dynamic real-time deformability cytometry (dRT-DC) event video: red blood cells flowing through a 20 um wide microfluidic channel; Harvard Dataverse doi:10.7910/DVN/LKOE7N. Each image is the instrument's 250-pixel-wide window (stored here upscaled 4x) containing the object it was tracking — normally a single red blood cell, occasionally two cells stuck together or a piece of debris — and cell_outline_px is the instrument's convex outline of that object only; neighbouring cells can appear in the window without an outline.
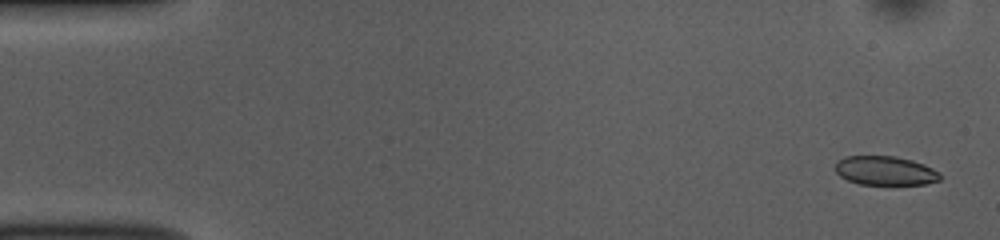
{"species": "common noctule bat (a hibernating species)", "species_latin": "Nyctalus noctula", "temperature_condition": "room temperature", "stored_images_in_passage": 53, "camera_frame_rate_fps": 3000, "um_per_image_px": 0.085, "animal": {"sex": "female", "body_mass_g": 10.0, "forearm_length_mm": 53.1}, "frame": {"image": 1, "passage_image": 2, "time_ms": 0.333, "image_size_px": [1000, 240], "cell_outline_px": [[940, 180], [924, 184], [860, 184], [848, 180], [840, 176], [836, 172], [836, 164], [840, 160], [848, 156], [896, 156], [912, 160], [924, 164], [932, 168], [940, 176]], "centroid_in_image_um": [75.24, 14.5], "position_along_channel_um": 9.8, "area_um2": 17.46}}
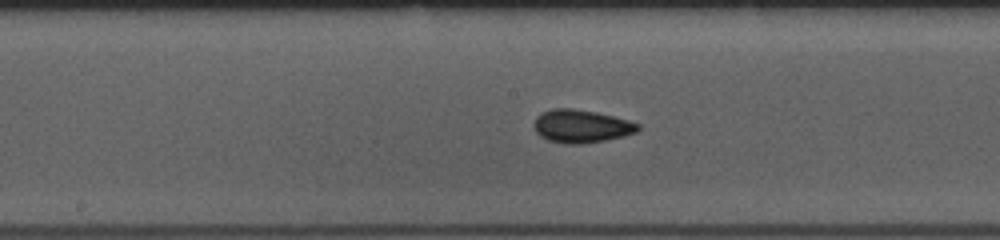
{"frame": {"image": 2, "passage_image": 27, "time_ms": 8.667, "image_size_px": [1000, 240], "cell_outline_px": [[640, 128], [636, 132], [624, 136], [604, 140], [580, 144], [568, 144], [548, 140], [540, 136], [536, 132], [536, 116], [540, 112], [552, 108], [572, 108], [596, 112], [628, 120], [640, 124]], "centroid_in_image_um": [49.41, 10.72], "position_along_channel_um": 198.8, "area_um2": 19.88}}
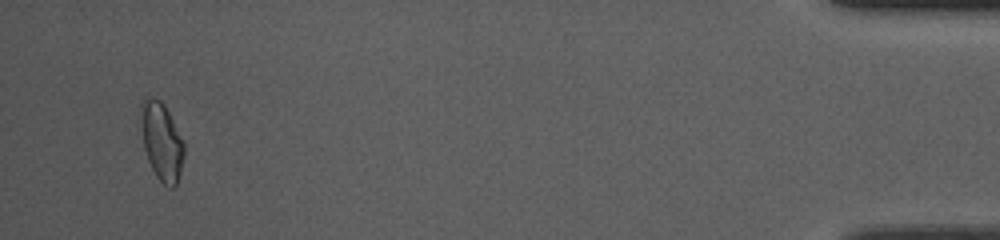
{"frame": {"image": 3, "passage_image": 51, "time_ms": 16.667, "image_size_px": [1000, 240], "cell_outline_px": [[184, 156], [180, 172], [176, 184], [172, 188], [168, 188], [156, 176], [148, 160], [144, 148], [140, 112], [140, 104], [144, 96], [160, 100], [164, 104], [184, 144]], "centroid_in_image_um": [13.72, 12.01], "position_along_channel_um": 421.5, "area_um2": 19.31}, "authors_computed_cell_mechanics": {"area_um2": 18.9584, "velocity_mm_per_s": 3.7679, "shape_relaxation_time_tau1_ms": 4.2751, "shape_relaxation_time_tau2_ms": 1.8419, "deformation_change_tau1": 0.1105, "deformation_change_tau2": 0.0695}}